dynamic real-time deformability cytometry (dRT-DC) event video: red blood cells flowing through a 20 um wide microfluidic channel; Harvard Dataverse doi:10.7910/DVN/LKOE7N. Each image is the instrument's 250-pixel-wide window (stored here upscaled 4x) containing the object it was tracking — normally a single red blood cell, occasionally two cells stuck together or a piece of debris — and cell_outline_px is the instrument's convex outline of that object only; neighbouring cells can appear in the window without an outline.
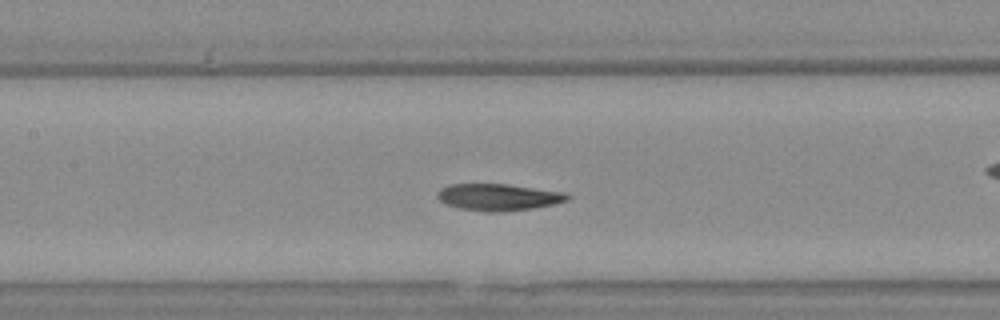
{"species": "Egyptian fruit bat (a non-hibernating species)", "species_latin": "Rousettus aegyptiacus", "temperature_condition": "warm", "stored_images_in_passage": 29, "camera_frame_rate_fps": 3000, "um_per_image_px": 0.085, "animal": {"sex": "female"}, "frame": {"image": 1, "passage_image": 9, "time_ms": 2.667, "image_size_px": [1000, 320], "cell_outline_px": [[572, 196], [568, 200], [556, 204], [532, 208], [504, 212], [484, 212], [460, 208], [448, 204], [440, 200], [436, 196], [436, 192], [440, 188], [448, 184], [508, 184], [564, 192]], "centroid_in_image_um": [42.37, 16.75], "position_along_channel_um": 165.0, "area_um2": 20.46}, "authors_computed_cell_mechanics": {"area_um2": 20.1722, "velocity_mm_per_s": 4.1647, "shape_relaxation_time_tau1_ms": 7.0539, "shape_relaxation_time_tau2_ms": null, "deformation_change_tau1": 0.2461, "deformation_change_tau2": null}}